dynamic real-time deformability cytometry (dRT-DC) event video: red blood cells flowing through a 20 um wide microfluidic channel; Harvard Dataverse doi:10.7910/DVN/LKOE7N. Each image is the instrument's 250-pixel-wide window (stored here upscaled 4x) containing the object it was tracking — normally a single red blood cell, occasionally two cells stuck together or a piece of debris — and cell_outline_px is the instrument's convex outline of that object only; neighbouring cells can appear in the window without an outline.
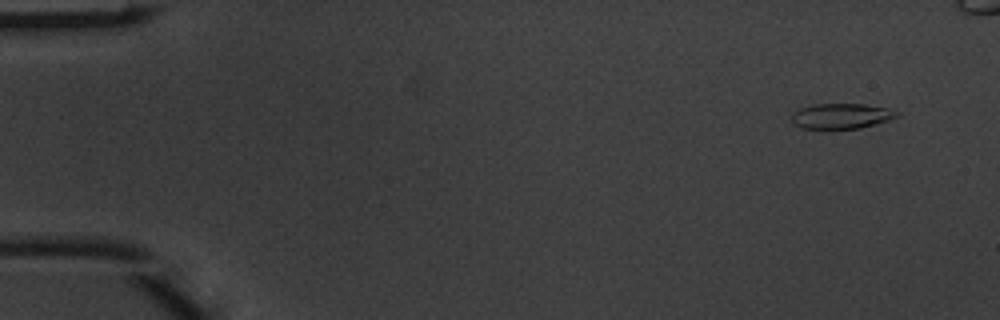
{"species": "common noctule bat (a hibernating species)", "species_latin": "Nyctalus noctula", "temperature_condition": "warm", "stored_images_in_passage": 6, "camera_frame_rate_fps": 3000, "um_per_image_px": 0.085, "animal": {"sex": "male", "body_mass_g": 20.1, "forearm_length_mm": 53.5}, "frame": {"image": 1, "passage_image": 1, "time_ms": 0.0, "image_size_px": [1000, 320], "cell_outline_px": [[900, 116], [888, 120], [860, 128], [828, 132], [800, 128], [792, 124], [792, 112], [800, 108], [812, 104], [864, 104], [888, 108], [900, 112]], "centroid_in_image_um": [71.45, 9.91], "position_along_channel_um": 13.6, "area_um2": 16.42}}
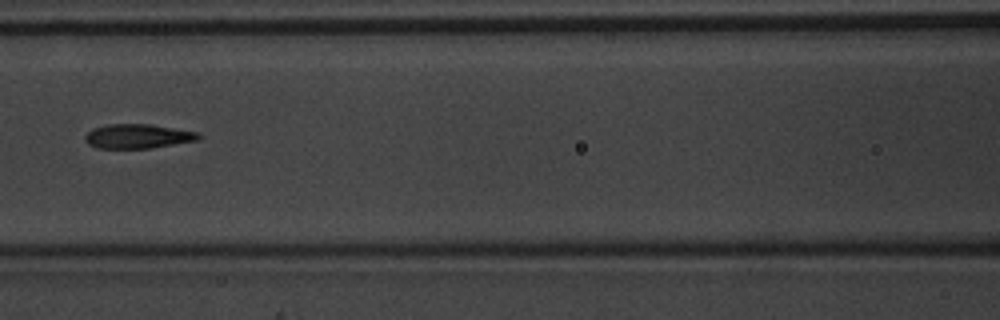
{"frame": {"image": 2, "passage_image": 6, "time_ms": 1.667, "image_size_px": [1000, 320], "cell_outline_px": [[200, 140], [152, 148], [96, 148], [88, 144], [84, 140], [84, 136], [92, 128], [108, 124], [152, 124], [200, 132]], "centroid_in_image_um": [11.73, 11.58], "position_along_channel_um": 154.9, "area_um2": 16.36}}